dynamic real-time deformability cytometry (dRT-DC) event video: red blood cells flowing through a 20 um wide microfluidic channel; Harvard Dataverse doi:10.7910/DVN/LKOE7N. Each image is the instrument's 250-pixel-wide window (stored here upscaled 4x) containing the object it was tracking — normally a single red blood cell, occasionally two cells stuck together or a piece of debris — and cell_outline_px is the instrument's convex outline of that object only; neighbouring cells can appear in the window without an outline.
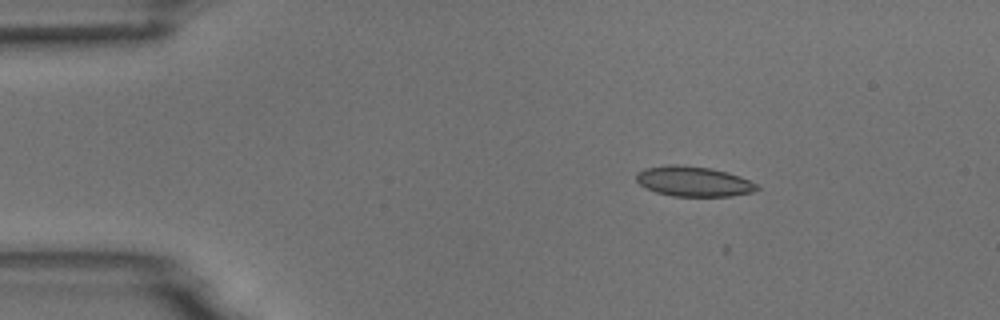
{"species": "common noctule bat (a hibernating species)", "species_latin": "Nyctalus noctula", "temperature_condition": "room temperature", "stored_images_in_passage": 5, "camera_frame_rate_fps": 3000, "um_per_image_px": 0.085, "animal": {"sex": "male", "body_mass_g": 18.8}, "frame": {"image": 1, "passage_image": 3, "time_ms": 2.333, "image_size_px": [1000, 320], "cell_outline_px": [[760, 188], [752, 192], [732, 196], [672, 196], [656, 192], [640, 184], [636, 180], [636, 172], [644, 168], [672, 164], [676, 164], [712, 168], [728, 172], [740, 176], [756, 184]], "centroid_in_image_um": [58.95, 15.41], "position_along_channel_um": 26.1, "area_um2": 21.15}}